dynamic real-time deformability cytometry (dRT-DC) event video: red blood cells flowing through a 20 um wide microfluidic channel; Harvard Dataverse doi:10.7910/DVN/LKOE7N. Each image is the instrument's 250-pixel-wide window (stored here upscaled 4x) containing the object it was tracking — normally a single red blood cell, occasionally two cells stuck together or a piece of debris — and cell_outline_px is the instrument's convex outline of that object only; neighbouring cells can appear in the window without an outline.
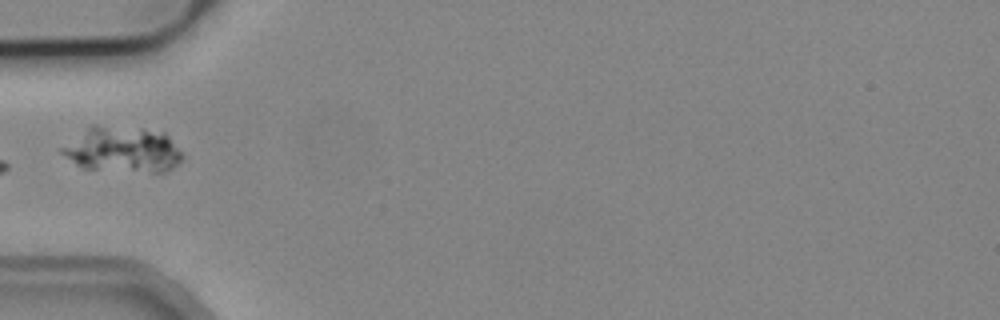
{"species": "common noctule bat (a hibernating species)", "species_latin": "Nyctalus noctula", "temperature_condition": "cold", "stored_images_in_passage": 3, "camera_frame_rate_fps": 3000, "um_per_image_px": 0.085, "animal": {"sex": "male", "body_mass_g": 19.2, "forearm_length_mm": 51.8}, "frame": {"image": 1, "passage_image": 2, "time_ms": 1.0, "image_size_px": [1000, 320], "cell_outline_px": [[184, 156], [172, 168], [160, 172], [152, 172], [84, 168], [76, 164], [60, 152], [60, 148], [92, 124], [96, 124], [144, 128], [164, 132], [168, 136]], "centroid_in_image_um": [10.42, 12.68], "position_along_channel_um": 74.6, "area_um2": 31.85}}